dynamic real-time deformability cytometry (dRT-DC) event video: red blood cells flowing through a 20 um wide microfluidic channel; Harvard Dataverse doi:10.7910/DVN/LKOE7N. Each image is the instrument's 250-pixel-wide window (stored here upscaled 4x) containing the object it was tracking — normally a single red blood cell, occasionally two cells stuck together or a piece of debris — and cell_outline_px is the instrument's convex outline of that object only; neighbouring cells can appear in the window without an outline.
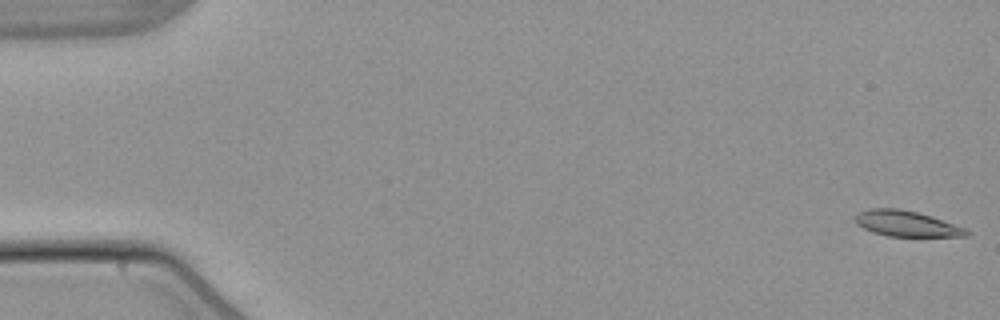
{"species": "common noctule bat (a hibernating species)", "species_latin": "Nyctalus noctula", "temperature_condition": "warm", "stored_images_in_passage": 54, "camera_frame_rate_fps": 3000, "um_per_image_px": 0.085, "animal": {"sex": "male", "body_mass_g": 21.5, "forearm_length_mm": 52.0}, "frame": {"image": 1, "passage_image": 1, "time_ms": 0.0, "image_size_px": [1000, 320], "cell_outline_px": [[972, 232], [968, 236], [888, 236], [872, 232], [856, 224], [856, 216], [860, 212], [872, 208], [896, 208], [916, 212], [932, 216], [968, 228]], "centroid_in_image_um": [77.12, 19.02], "position_along_channel_um": 7.9, "area_um2": 16.65}}
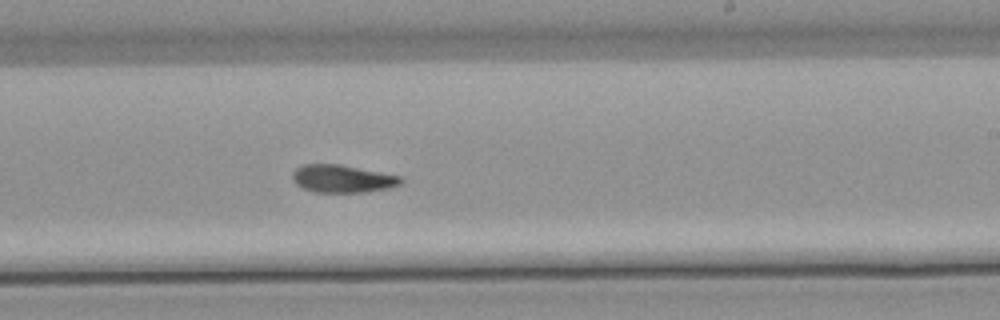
{"frame": {"image": 2, "passage_image": 33, "time_ms": 10.667, "image_size_px": [1000, 320], "cell_outline_px": [[404, 180], [400, 184], [388, 188], [364, 192], [316, 192], [304, 188], [296, 184], [292, 180], [292, 172], [296, 168], [304, 164], [340, 164], [404, 176]], "centroid_in_image_um": [29.13, 15.18], "position_along_channel_um": 259.9, "area_um2": 17.63}}
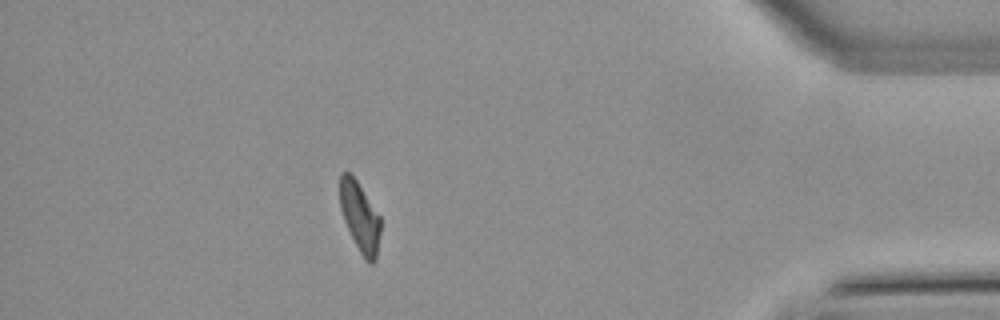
{"frame": {"image": 3, "passage_image": 48, "time_ms": 15.667, "image_size_px": [1000, 320], "cell_outline_px": [[380, 232], [376, 260], [372, 264], [368, 264], [364, 260], [344, 220], [340, 208], [340, 172], [348, 172], [356, 180], [380, 216]], "centroid_in_image_um": [30.59, 18.46], "position_along_channel_um": 404.6, "area_um2": 16.3}, "authors_computed_cell_mechanics": {"area_um2": 17.4267, "velocity_mm_per_s": 3.822, "shape_relaxation_time_tau1_ms": null, "shape_relaxation_time_tau2_ms": 10.7932, "deformation_change_tau1": null, "deformation_change_tau2": 0.196}}